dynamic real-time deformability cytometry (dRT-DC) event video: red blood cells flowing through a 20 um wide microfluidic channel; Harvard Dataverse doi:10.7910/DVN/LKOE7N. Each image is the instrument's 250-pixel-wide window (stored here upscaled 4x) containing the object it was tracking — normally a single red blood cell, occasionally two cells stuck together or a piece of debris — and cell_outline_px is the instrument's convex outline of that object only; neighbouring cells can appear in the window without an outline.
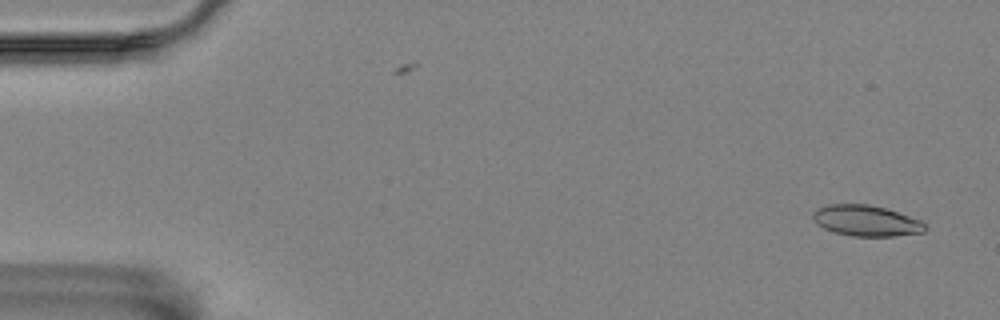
{"species": "Egyptian fruit bat (a non-hibernating species)", "species_latin": "Rousettus aegyptiacus", "temperature_condition": "room temperature", "stored_images_in_passage": 56, "camera_frame_rate_fps": 3000, "um_per_image_px": 0.085, "animal": {"sex": "female"}, "frame": {"image": 1, "passage_image": 2, "time_ms": 0.333, "image_size_px": [1000, 320], "cell_outline_px": [[928, 228], [924, 232], [892, 236], [852, 236], [832, 232], [816, 224], [812, 220], [812, 212], [816, 208], [828, 204], [868, 204], [884, 208], [920, 220]], "centroid_in_image_um": [73.56, 18.76], "position_along_channel_um": 11.4, "area_um2": 20.23}}
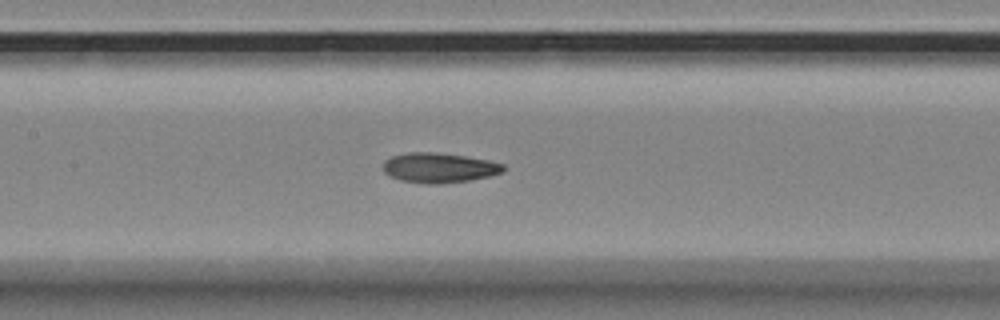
{"frame": {"image": 2, "passage_image": 26, "time_ms": 8.333, "image_size_px": [1000, 320], "cell_outline_px": [[508, 168], [504, 172], [488, 176], [468, 180], [440, 184], [428, 184], [400, 180], [388, 176], [384, 172], [384, 160], [392, 156], [408, 152], [432, 152], [464, 156], [488, 160], [504, 164]], "centroid_in_image_um": [37.33, 14.26], "position_along_channel_um": 170.1, "area_um2": 20.98}}
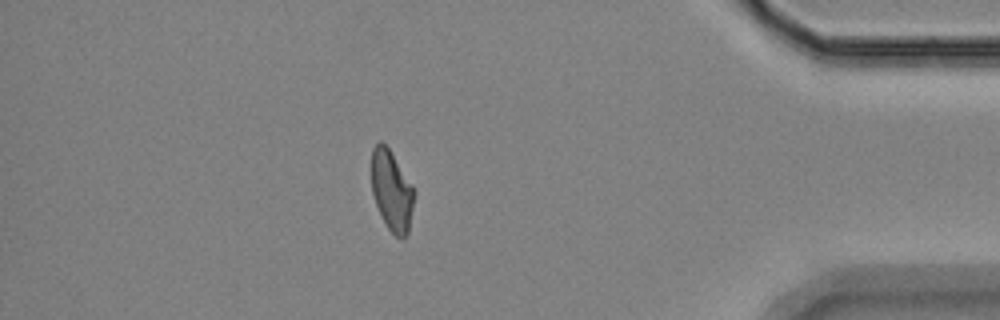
{"frame": {"image": 3, "passage_image": 49, "time_ms": 16.0, "image_size_px": [1000, 320], "cell_outline_px": [[416, 192], [408, 232], [400, 240], [388, 228], [376, 204], [372, 192], [372, 148], [380, 140], [388, 148], [412, 184]], "centroid_in_image_um": [33.31, 16.21], "position_along_channel_um": 401.9, "area_um2": 19.77}, "authors_computed_cell_mechanics": {"area_um2": 20.5768, "velocity_mm_per_s": 3.5204, "shape_relaxation_time_tau1_ms": 9.9247, "shape_relaxation_time_tau2_ms": 3.6803, "deformation_change_tau1": 0.2, "deformation_change_tau2": 0.1011}}